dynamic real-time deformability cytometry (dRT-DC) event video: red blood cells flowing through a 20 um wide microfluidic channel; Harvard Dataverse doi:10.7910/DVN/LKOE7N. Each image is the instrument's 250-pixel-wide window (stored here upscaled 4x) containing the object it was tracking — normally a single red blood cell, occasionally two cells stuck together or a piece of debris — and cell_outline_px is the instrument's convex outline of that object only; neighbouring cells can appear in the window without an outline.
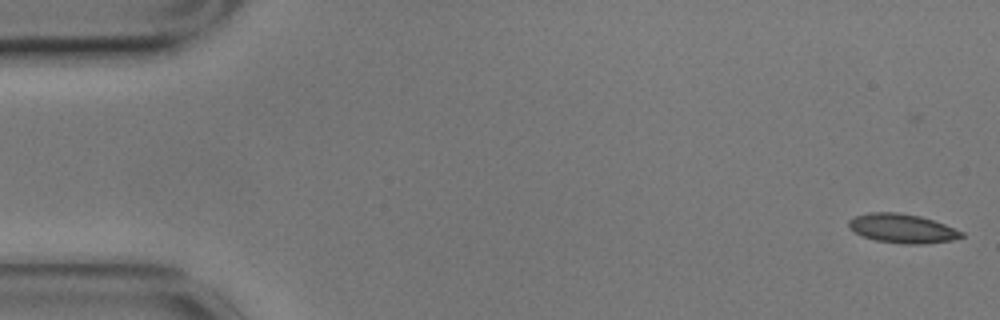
{"species": "common noctule bat (a hibernating species)", "species_latin": "Nyctalus noctula", "temperature_condition": "cold", "stored_images_in_passage": 8, "camera_frame_rate_fps": 3000, "um_per_image_px": 0.085, "animal": {"sex": "male", "body_mass_g": 17.9}, "frame": {"image": 1, "passage_image": 1, "time_ms": 0.0, "image_size_px": [1000, 320], "cell_outline_px": [[964, 236], [952, 240], [924, 244], [904, 244], [876, 240], [864, 236], [856, 232], [848, 224], [848, 220], [856, 216], [868, 212], [896, 212], [920, 216], [944, 224], [964, 232]], "centroid_in_image_um": [76.72, 19.41], "position_along_channel_um": 8.3, "area_um2": 18.9}}